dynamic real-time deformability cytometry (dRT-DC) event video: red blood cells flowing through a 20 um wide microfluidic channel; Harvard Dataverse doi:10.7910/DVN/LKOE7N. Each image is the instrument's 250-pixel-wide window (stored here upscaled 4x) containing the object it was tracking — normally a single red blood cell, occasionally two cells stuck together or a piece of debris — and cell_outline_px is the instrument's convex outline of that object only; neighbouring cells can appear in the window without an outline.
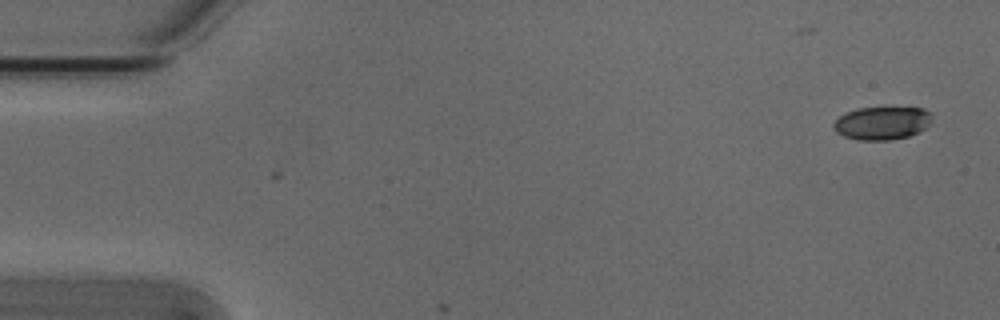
{"species": "Egyptian fruit bat (a non-hibernating species)", "species_latin": "Rousettus aegyptiacus", "temperature_condition": "cold", "stored_images_in_passage": 2, "camera_frame_rate_fps": 3000, "um_per_image_px": 0.085, "animal": {"sex": "male"}, "frame": {"image": 1, "passage_image": 1, "time_ms": 0.0, "image_size_px": [1000, 320], "cell_outline_px": [[932, 120], [920, 132], [908, 136], [888, 140], [856, 140], [844, 136], [836, 132], [832, 128], [832, 124], [840, 116], [856, 108], [924, 108], [932, 112]], "centroid_in_image_um": [74.98, 10.46], "position_along_channel_um": 10.0, "area_um2": 19.02}}